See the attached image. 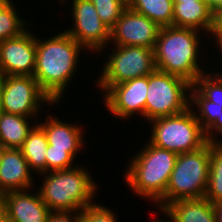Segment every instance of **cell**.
<instances>
[{
	"label": "cell",
	"instance_id": "cell-1",
	"mask_svg": "<svg viewBox=\"0 0 222 222\" xmlns=\"http://www.w3.org/2000/svg\"><path fill=\"white\" fill-rule=\"evenodd\" d=\"M46 39L36 35L33 77L49 98L59 103L77 71L81 51L86 50L65 30Z\"/></svg>",
	"mask_w": 222,
	"mask_h": 222
},
{
	"label": "cell",
	"instance_id": "cell-2",
	"mask_svg": "<svg viewBox=\"0 0 222 222\" xmlns=\"http://www.w3.org/2000/svg\"><path fill=\"white\" fill-rule=\"evenodd\" d=\"M147 143L139 153L131 156L124 180L132 193L152 200L162 211L165 208V191L178 154L152 145L149 141Z\"/></svg>",
	"mask_w": 222,
	"mask_h": 222
},
{
	"label": "cell",
	"instance_id": "cell-3",
	"mask_svg": "<svg viewBox=\"0 0 222 222\" xmlns=\"http://www.w3.org/2000/svg\"><path fill=\"white\" fill-rule=\"evenodd\" d=\"M201 33L192 28L161 27L153 48L156 70L181 77L193 85L207 72L199 65Z\"/></svg>",
	"mask_w": 222,
	"mask_h": 222
},
{
	"label": "cell",
	"instance_id": "cell-4",
	"mask_svg": "<svg viewBox=\"0 0 222 222\" xmlns=\"http://www.w3.org/2000/svg\"><path fill=\"white\" fill-rule=\"evenodd\" d=\"M38 188L41 200L51 211H81L95 203L98 184L89 169L80 165L66 170L43 172Z\"/></svg>",
	"mask_w": 222,
	"mask_h": 222
},
{
	"label": "cell",
	"instance_id": "cell-5",
	"mask_svg": "<svg viewBox=\"0 0 222 222\" xmlns=\"http://www.w3.org/2000/svg\"><path fill=\"white\" fill-rule=\"evenodd\" d=\"M210 142L196 151L178 154L165 191V207L176 200L205 196L210 173Z\"/></svg>",
	"mask_w": 222,
	"mask_h": 222
},
{
	"label": "cell",
	"instance_id": "cell-6",
	"mask_svg": "<svg viewBox=\"0 0 222 222\" xmlns=\"http://www.w3.org/2000/svg\"><path fill=\"white\" fill-rule=\"evenodd\" d=\"M152 124L150 143L176 154L192 152L206 143L205 131L189 107L187 110L149 121Z\"/></svg>",
	"mask_w": 222,
	"mask_h": 222
},
{
	"label": "cell",
	"instance_id": "cell-7",
	"mask_svg": "<svg viewBox=\"0 0 222 222\" xmlns=\"http://www.w3.org/2000/svg\"><path fill=\"white\" fill-rule=\"evenodd\" d=\"M191 86L187 80L159 70L149 74L145 121L187 110L190 107Z\"/></svg>",
	"mask_w": 222,
	"mask_h": 222
},
{
	"label": "cell",
	"instance_id": "cell-8",
	"mask_svg": "<svg viewBox=\"0 0 222 222\" xmlns=\"http://www.w3.org/2000/svg\"><path fill=\"white\" fill-rule=\"evenodd\" d=\"M99 73L97 84L105 92L110 86L148 76L156 70L153 49L115 45Z\"/></svg>",
	"mask_w": 222,
	"mask_h": 222
},
{
	"label": "cell",
	"instance_id": "cell-9",
	"mask_svg": "<svg viewBox=\"0 0 222 222\" xmlns=\"http://www.w3.org/2000/svg\"><path fill=\"white\" fill-rule=\"evenodd\" d=\"M45 104L58 105L40 88L33 76L5 75L1 100L2 112L38 117L41 106Z\"/></svg>",
	"mask_w": 222,
	"mask_h": 222
},
{
	"label": "cell",
	"instance_id": "cell-10",
	"mask_svg": "<svg viewBox=\"0 0 222 222\" xmlns=\"http://www.w3.org/2000/svg\"><path fill=\"white\" fill-rule=\"evenodd\" d=\"M72 27L65 31L86 51L104 53L110 44V28L101 21L90 0H72ZM107 45V46H106Z\"/></svg>",
	"mask_w": 222,
	"mask_h": 222
},
{
	"label": "cell",
	"instance_id": "cell-11",
	"mask_svg": "<svg viewBox=\"0 0 222 222\" xmlns=\"http://www.w3.org/2000/svg\"><path fill=\"white\" fill-rule=\"evenodd\" d=\"M147 88L148 76L112 85L103 93L105 108L120 119L130 120L137 113L145 119Z\"/></svg>",
	"mask_w": 222,
	"mask_h": 222
},
{
	"label": "cell",
	"instance_id": "cell-12",
	"mask_svg": "<svg viewBox=\"0 0 222 222\" xmlns=\"http://www.w3.org/2000/svg\"><path fill=\"white\" fill-rule=\"evenodd\" d=\"M160 29L157 23L127 7L110 29V45L153 49Z\"/></svg>",
	"mask_w": 222,
	"mask_h": 222
},
{
	"label": "cell",
	"instance_id": "cell-13",
	"mask_svg": "<svg viewBox=\"0 0 222 222\" xmlns=\"http://www.w3.org/2000/svg\"><path fill=\"white\" fill-rule=\"evenodd\" d=\"M29 29L17 37L0 41V72L4 75H34L36 36Z\"/></svg>",
	"mask_w": 222,
	"mask_h": 222
},
{
	"label": "cell",
	"instance_id": "cell-14",
	"mask_svg": "<svg viewBox=\"0 0 222 222\" xmlns=\"http://www.w3.org/2000/svg\"><path fill=\"white\" fill-rule=\"evenodd\" d=\"M10 191L1 196L5 207V216L11 222H47L51 210L41 200L38 189Z\"/></svg>",
	"mask_w": 222,
	"mask_h": 222
},
{
	"label": "cell",
	"instance_id": "cell-15",
	"mask_svg": "<svg viewBox=\"0 0 222 222\" xmlns=\"http://www.w3.org/2000/svg\"><path fill=\"white\" fill-rule=\"evenodd\" d=\"M32 173L20 149L0 148V196L10 191L32 189L35 181Z\"/></svg>",
	"mask_w": 222,
	"mask_h": 222
},
{
	"label": "cell",
	"instance_id": "cell-16",
	"mask_svg": "<svg viewBox=\"0 0 222 222\" xmlns=\"http://www.w3.org/2000/svg\"><path fill=\"white\" fill-rule=\"evenodd\" d=\"M38 125L44 130L51 149L66 150L74 158L81 152L85 144L82 126L61 121L52 114L47 115L43 123Z\"/></svg>",
	"mask_w": 222,
	"mask_h": 222
},
{
	"label": "cell",
	"instance_id": "cell-17",
	"mask_svg": "<svg viewBox=\"0 0 222 222\" xmlns=\"http://www.w3.org/2000/svg\"><path fill=\"white\" fill-rule=\"evenodd\" d=\"M173 4L172 26L192 28L211 34L214 10L206 1L173 2Z\"/></svg>",
	"mask_w": 222,
	"mask_h": 222
},
{
	"label": "cell",
	"instance_id": "cell-18",
	"mask_svg": "<svg viewBox=\"0 0 222 222\" xmlns=\"http://www.w3.org/2000/svg\"><path fill=\"white\" fill-rule=\"evenodd\" d=\"M161 212L170 222H217L214 204L205 197L176 200Z\"/></svg>",
	"mask_w": 222,
	"mask_h": 222
},
{
	"label": "cell",
	"instance_id": "cell-19",
	"mask_svg": "<svg viewBox=\"0 0 222 222\" xmlns=\"http://www.w3.org/2000/svg\"><path fill=\"white\" fill-rule=\"evenodd\" d=\"M36 117L0 112V148L20 149L35 126ZM31 121V122H30ZM32 123V125L30 124Z\"/></svg>",
	"mask_w": 222,
	"mask_h": 222
},
{
	"label": "cell",
	"instance_id": "cell-20",
	"mask_svg": "<svg viewBox=\"0 0 222 222\" xmlns=\"http://www.w3.org/2000/svg\"><path fill=\"white\" fill-rule=\"evenodd\" d=\"M48 147L44 130L36 123L20 148L30 169L37 175L46 172V150Z\"/></svg>",
	"mask_w": 222,
	"mask_h": 222
},
{
	"label": "cell",
	"instance_id": "cell-21",
	"mask_svg": "<svg viewBox=\"0 0 222 222\" xmlns=\"http://www.w3.org/2000/svg\"><path fill=\"white\" fill-rule=\"evenodd\" d=\"M128 7L160 27L172 26L173 0H127Z\"/></svg>",
	"mask_w": 222,
	"mask_h": 222
},
{
	"label": "cell",
	"instance_id": "cell-22",
	"mask_svg": "<svg viewBox=\"0 0 222 222\" xmlns=\"http://www.w3.org/2000/svg\"><path fill=\"white\" fill-rule=\"evenodd\" d=\"M13 3L12 0H0V41L21 35L31 25L20 17Z\"/></svg>",
	"mask_w": 222,
	"mask_h": 222
},
{
	"label": "cell",
	"instance_id": "cell-23",
	"mask_svg": "<svg viewBox=\"0 0 222 222\" xmlns=\"http://www.w3.org/2000/svg\"><path fill=\"white\" fill-rule=\"evenodd\" d=\"M210 173L205 198L212 204L222 202V144L210 143Z\"/></svg>",
	"mask_w": 222,
	"mask_h": 222
},
{
	"label": "cell",
	"instance_id": "cell-24",
	"mask_svg": "<svg viewBox=\"0 0 222 222\" xmlns=\"http://www.w3.org/2000/svg\"><path fill=\"white\" fill-rule=\"evenodd\" d=\"M198 109L194 110L197 120L199 121L201 128L206 131L220 116L222 111V105L215 104L207 100L193 85L190 89V107ZM196 111V112H195Z\"/></svg>",
	"mask_w": 222,
	"mask_h": 222
},
{
	"label": "cell",
	"instance_id": "cell-25",
	"mask_svg": "<svg viewBox=\"0 0 222 222\" xmlns=\"http://www.w3.org/2000/svg\"><path fill=\"white\" fill-rule=\"evenodd\" d=\"M193 86L209 101L222 105V76L216 73L201 74Z\"/></svg>",
	"mask_w": 222,
	"mask_h": 222
},
{
	"label": "cell",
	"instance_id": "cell-26",
	"mask_svg": "<svg viewBox=\"0 0 222 222\" xmlns=\"http://www.w3.org/2000/svg\"><path fill=\"white\" fill-rule=\"evenodd\" d=\"M101 21L110 29L116 24L123 11L128 7L127 0H90Z\"/></svg>",
	"mask_w": 222,
	"mask_h": 222
},
{
	"label": "cell",
	"instance_id": "cell-27",
	"mask_svg": "<svg viewBox=\"0 0 222 222\" xmlns=\"http://www.w3.org/2000/svg\"><path fill=\"white\" fill-rule=\"evenodd\" d=\"M46 172L66 170L76 166L75 158L66 150L51 149L48 144L46 150Z\"/></svg>",
	"mask_w": 222,
	"mask_h": 222
},
{
	"label": "cell",
	"instance_id": "cell-28",
	"mask_svg": "<svg viewBox=\"0 0 222 222\" xmlns=\"http://www.w3.org/2000/svg\"><path fill=\"white\" fill-rule=\"evenodd\" d=\"M115 214L109 207L95 202L81 210V222H117Z\"/></svg>",
	"mask_w": 222,
	"mask_h": 222
},
{
	"label": "cell",
	"instance_id": "cell-29",
	"mask_svg": "<svg viewBox=\"0 0 222 222\" xmlns=\"http://www.w3.org/2000/svg\"><path fill=\"white\" fill-rule=\"evenodd\" d=\"M47 222H81V211H51Z\"/></svg>",
	"mask_w": 222,
	"mask_h": 222
},
{
	"label": "cell",
	"instance_id": "cell-30",
	"mask_svg": "<svg viewBox=\"0 0 222 222\" xmlns=\"http://www.w3.org/2000/svg\"><path fill=\"white\" fill-rule=\"evenodd\" d=\"M217 133L222 135V111L220 116H218V118L215 120V122L205 131V137L207 142H210L211 144H222V139L218 140L219 137H216Z\"/></svg>",
	"mask_w": 222,
	"mask_h": 222
},
{
	"label": "cell",
	"instance_id": "cell-31",
	"mask_svg": "<svg viewBox=\"0 0 222 222\" xmlns=\"http://www.w3.org/2000/svg\"><path fill=\"white\" fill-rule=\"evenodd\" d=\"M215 42L216 47H222V11H214V24L211 31ZM218 45V46H217Z\"/></svg>",
	"mask_w": 222,
	"mask_h": 222
},
{
	"label": "cell",
	"instance_id": "cell-32",
	"mask_svg": "<svg viewBox=\"0 0 222 222\" xmlns=\"http://www.w3.org/2000/svg\"><path fill=\"white\" fill-rule=\"evenodd\" d=\"M214 207L217 222H222V202L215 204Z\"/></svg>",
	"mask_w": 222,
	"mask_h": 222
},
{
	"label": "cell",
	"instance_id": "cell-33",
	"mask_svg": "<svg viewBox=\"0 0 222 222\" xmlns=\"http://www.w3.org/2000/svg\"><path fill=\"white\" fill-rule=\"evenodd\" d=\"M205 1L214 11L219 9L222 5V0H205Z\"/></svg>",
	"mask_w": 222,
	"mask_h": 222
},
{
	"label": "cell",
	"instance_id": "cell-34",
	"mask_svg": "<svg viewBox=\"0 0 222 222\" xmlns=\"http://www.w3.org/2000/svg\"><path fill=\"white\" fill-rule=\"evenodd\" d=\"M4 80H5V75L2 72H0V112H1V100H2Z\"/></svg>",
	"mask_w": 222,
	"mask_h": 222
},
{
	"label": "cell",
	"instance_id": "cell-35",
	"mask_svg": "<svg viewBox=\"0 0 222 222\" xmlns=\"http://www.w3.org/2000/svg\"><path fill=\"white\" fill-rule=\"evenodd\" d=\"M5 215V207L2 199L0 198V219Z\"/></svg>",
	"mask_w": 222,
	"mask_h": 222
},
{
	"label": "cell",
	"instance_id": "cell-36",
	"mask_svg": "<svg viewBox=\"0 0 222 222\" xmlns=\"http://www.w3.org/2000/svg\"><path fill=\"white\" fill-rule=\"evenodd\" d=\"M194 1H205V0H173V2H194Z\"/></svg>",
	"mask_w": 222,
	"mask_h": 222
},
{
	"label": "cell",
	"instance_id": "cell-37",
	"mask_svg": "<svg viewBox=\"0 0 222 222\" xmlns=\"http://www.w3.org/2000/svg\"><path fill=\"white\" fill-rule=\"evenodd\" d=\"M0 222H11L5 215L0 219Z\"/></svg>",
	"mask_w": 222,
	"mask_h": 222
},
{
	"label": "cell",
	"instance_id": "cell-38",
	"mask_svg": "<svg viewBox=\"0 0 222 222\" xmlns=\"http://www.w3.org/2000/svg\"><path fill=\"white\" fill-rule=\"evenodd\" d=\"M151 222H170L169 220H167L166 218H165V220H159V219H153V221H151Z\"/></svg>",
	"mask_w": 222,
	"mask_h": 222
},
{
	"label": "cell",
	"instance_id": "cell-39",
	"mask_svg": "<svg viewBox=\"0 0 222 222\" xmlns=\"http://www.w3.org/2000/svg\"><path fill=\"white\" fill-rule=\"evenodd\" d=\"M216 11H222V5H221V7H220L219 9H217Z\"/></svg>",
	"mask_w": 222,
	"mask_h": 222
},
{
	"label": "cell",
	"instance_id": "cell-40",
	"mask_svg": "<svg viewBox=\"0 0 222 222\" xmlns=\"http://www.w3.org/2000/svg\"><path fill=\"white\" fill-rule=\"evenodd\" d=\"M60 1L62 2L61 4H63V3L65 4V1H67V0H60Z\"/></svg>",
	"mask_w": 222,
	"mask_h": 222
},
{
	"label": "cell",
	"instance_id": "cell-41",
	"mask_svg": "<svg viewBox=\"0 0 222 222\" xmlns=\"http://www.w3.org/2000/svg\"><path fill=\"white\" fill-rule=\"evenodd\" d=\"M220 50H221V52H222V47L220 48ZM218 74H219L220 76H222V74H221L220 72H219Z\"/></svg>",
	"mask_w": 222,
	"mask_h": 222
}]
</instances>
